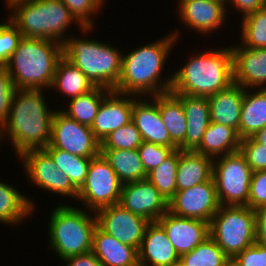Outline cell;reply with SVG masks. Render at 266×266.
<instances>
[{
  "instance_id": "7c38bea8",
  "label": "cell",
  "mask_w": 266,
  "mask_h": 266,
  "mask_svg": "<svg viewBox=\"0 0 266 266\" xmlns=\"http://www.w3.org/2000/svg\"><path fill=\"white\" fill-rule=\"evenodd\" d=\"M48 146L87 158H93L101 151V142L91 128L69 118L61 108L55 111Z\"/></svg>"
},
{
  "instance_id": "44dd1931",
  "label": "cell",
  "mask_w": 266,
  "mask_h": 266,
  "mask_svg": "<svg viewBox=\"0 0 266 266\" xmlns=\"http://www.w3.org/2000/svg\"><path fill=\"white\" fill-rule=\"evenodd\" d=\"M139 266H172L180 260L166 231L156 221L150 222L138 249Z\"/></svg>"
},
{
  "instance_id": "f1b7e54d",
  "label": "cell",
  "mask_w": 266,
  "mask_h": 266,
  "mask_svg": "<svg viewBox=\"0 0 266 266\" xmlns=\"http://www.w3.org/2000/svg\"><path fill=\"white\" fill-rule=\"evenodd\" d=\"M264 127H266V89H245L239 137L241 140L249 138Z\"/></svg>"
},
{
  "instance_id": "8fae6325",
  "label": "cell",
  "mask_w": 266,
  "mask_h": 266,
  "mask_svg": "<svg viewBox=\"0 0 266 266\" xmlns=\"http://www.w3.org/2000/svg\"><path fill=\"white\" fill-rule=\"evenodd\" d=\"M18 158L29 183L61 197L78 198V189L71 180L57 167L51 155L45 149L25 151Z\"/></svg>"
},
{
  "instance_id": "4fadbf2b",
  "label": "cell",
  "mask_w": 266,
  "mask_h": 266,
  "mask_svg": "<svg viewBox=\"0 0 266 266\" xmlns=\"http://www.w3.org/2000/svg\"><path fill=\"white\" fill-rule=\"evenodd\" d=\"M214 178L191 188L176 191L168 201L172 214L210 223L219 209Z\"/></svg>"
},
{
  "instance_id": "30bf717a",
  "label": "cell",
  "mask_w": 266,
  "mask_h": 266,
  "mask_svg": "<svg viewBox=\"0 0 266 266\" xmlns=\"http://www.w3.org/2000/svg\"><path fill=\"white\" fill-rule=\"evenodd\" d=\"M122 186L116 172L100 153L91 158L86 180L78 190L77 201L82 206L84 204L86 210L96 213L101 208L119 203Z\"/></svg>"
},
{
  "instance_id": "cb8c5ba5",
  "label": "cell",
  "mask_w": 266,
  "mask_h": 266,
  "mask_svg": "<svg viewBox=\"0 0 266 266\" xmlns=\"http://www.w3.org/2000/svg\"><path fill=\"white\" fill-rule=\"evenodd\" d=\"M174 95L182 102L187 121L184 150L194 151L202 142L203 135L210 123L208 97Z\"/></svg>"
},
{
  "instance_id": "9c48e42d",
  "label": "cell",
  "mask_w": 266,
  "mask_h": 266,
  "mask_svg": "<svg viewBox=\"0 0 266 266\" xmlns=\"http://www.w3.org/2000/svg\"><path fill=\"white\" fill-rule=\"evenodd\" d=\"M253 171L240 151L213 159V178L221 206H247Z\"/></svg>"
},
{
  "instance_id": "ffe728a7",
  "label": "cell",
  "mask_w": 266,
  "mask_h": 266,
  "mask_svg": "<svg viewBox=\"0 0 266 266\" xmlns=\"http://www.w3.org/2000/svg\"><path fill=\"white\" fill-rule=\"evenodd\" d=\"M145 98L138 97L132 106V122L141 133L142 140L177 150L162 122L158 104L153 99L149 100L150 97Z\"/></svg>"
},
{
  "instance_id": "bcb514c9",
  "label": "cell",
  "mask_w": 266,
  "mask_h": 266,
  "mask_svg": "<svg viewBox=\"0 0 266 266\" xmlns=\"http://www.w3.org/2000/svg\"><path fill=\"white\" fill-rule=\"evenodd\" d=\"M254 211L256 223L255 242L266 246V204L259 206Z\"/></svg>"
},
{
  "instance_id": "484cf974",
  "label": "cell",
  "mask_w": 266,
  "mask_h": 266,
  "mask_svg": "<svg viewBox=\"0 0 266 266\" xmlns=\"http://www.w3.org/2000/svg\"><path fill=\"white\" fill-rule=\"evenodd\" d=\"M20 192L16 186L0 180V222L8 226H19L36 208V202ZM35 204V205H34ZM23 221V222H22Z\"/></svg>"
},
{
  "instance_id": "52a82bcc",
  "label": "cell",
  "mask_w": 266,
  "mask_h": 266,
  "mask_svg": "<svg viewBox=\"0 0 266 266\" xmlns=\"http://www.w3.org/2000/svg\"><path fill=\"white\" fill-rule=\"evenodd\" d=\"M124 52L98 39L69 35L63 44V56L79 68L93 83L113 91L121 75Z\"/></svg>"
},
{
  "instance_id": "83f0119b",
  "label": "cell",
  "mask_w": 266,
  "mask_h": 266,
  "mask_svg": "<svg viewBox=\"0 0 266 266\" xmlns=\"http://www.w3.org/2000/svg\"><path fill=\"white\" fill-rule=\"evenodd\" d=\"M150 98L158 104L162 122L172 142L178 149L184 150L187 121L182 102L171 91Z\"/></svg>"
},
{
  "instance_id": "7dc6e473",
  "label": "cell",
  "mask_w": 266,
  "mask_h": 266,
  "mask_svg": "<svg viewBox=\"0 0 266 266\" xmlns=\"http://www.w3.org/2000/svg\"><path fill=\"white\" fill-rule=\"evenodd\" d=\"M63 263H66L65 266H103L92 251L69 257Z\"/></svg>"
},
{
  "instance_id": "4316f807",
  "label": "cell",
  "mask_w": 266,
  "mask_h": 266,
  "mask_svg": "<svg viewBox=\"0 0 266 266\" xmlns=\"http://www.w3.org/2000/svg\"><path fill=\"white\" fill-rule=\"evenodd\" d=\"M241 138L232 127L210 122L202 142L194 150L212 159L239 151Z\"/></svg>"
},
{
  "instance_id": "ba28073f",
  "label": "cell",
  "mask_w": 266,
  "mask_h": 266,
  "mask_svg": "<svg viewBox=\"0 0 266 266\" xmlns=\"http://www.w3.org/2000/svg\"><path fill=\"white\" fill-rule=\"evenodd\" d=\"M210 237L227 257L255 243V211L248 206H219L209 223Z\"/></svg>"
},
{
  "instance_id": "d4e9b609",
  "label": "cell",
  "mask_w": 266,
  "mask_h": 266,
  "mask_svg": "<svg viewBox=\"0 0 266 266\" xmlns=\"http://www.w3.org/2000/svg\"><path fill=\"white\" fill-rule=\"evenodd\" d=\"M177 191L213 178V159L192 150H180L176 172Z\"/></svg>"
},
{
  "instance_id": "277c9868",
  "label": "cell",
  "mask_w": 266,
  "mask_h": 266,
  "mask_svg": "<svg viewBox=\"0 0 266 266\" xmlns=\"http://www.w3.org/2000/svg\"><path fill=\"white\" fill-rule=\"evenodd\" d=\"M63 45L53 40L22 37L6 67L16 89H50Z\"/></svg>"
},
{
  "instance_id": "d6a6232c",
  "label": "cell",
  "mask_w": 266,
  "mask_h": 266,
  "mask_svg": "<svg viewBox=\"0 0 266 266\" xmlns=\"http://www.w3.org/2000/svg\"><path fill=\"white\" fill-rule=\"evenodd\" d=\"M45 150L51 155L59 170L79 190L86 180L91 158L71 154L53 146H47Z\"/></svg>"
},
{
  "instance_id": "ab89813d",
  "label": "cell",
  "mask_w": 266,
  "mask_h": 266,
  "mask_svg": "<svg viewBox=\"0 0 266 266\" xmlns=\"http://www.w3.org/2000/svg\"><path fill=\"white\" fill-rule=\"evenodd\" d=\"M174 151L171 147L145 141L138 147V153L147 174L163 163Z\"/></svg>"
},
{
  "instance_id": "c3c4849f",
  "label": "cell",
  "mask_w": 266,
  "mask_h": 266,
  "mask_svg": "<svg viewBox=\"0 0 266 266\" xmlns=\"http://www.w3.org/2000/svg\"><path fill=\"white\" fill-rule=\"evenodd\" d=\"M251 138L256 142L266 147V127L256 132Z\"/></svg>"
},
{
  "instance_id": "5b68a950",
  "label": "cell",
  "mask_w": 266,
  "mask_h": 266,
  "mask_svg": "<svg viewBox=\"0 0 266 266\" xmlns=\"http://www.w3.org/2000/svg\"><path fill=\"white\" fill-rule=\"evenodd\" d=\"M8 12H11L8 18L23 37L53 40L61 45L68 38L65 33L71 24H78L83 36L95 28L83 27L61 0H35L17 5Z\"/></svg>"
},
{
  "instance_id": "7402d4cb",
  "label": "cell",
  "mask_w": 266,
  "mask_h": 266,
  "mask_svg": "<svg viewBox=\"0 0 266 266\" xmlns=\"http://www.w3.org/2000/svg\"><path fill=\"white\" fill-rule=\"evenodd\" d=\"M245 89L232 83L228 88L208 97L210 122L232 127L238 132Z\"/></svg>"
},
{
  "instance_id": "3957f363",
  "label": "cell",
  "mask_w": 266,
  "mask_h": 266,
  "mask_svg": "<svg viewBox=\"0 0 266 266\" xmlns=\"http://www.w3.org/2000/svg\"><path fill=\"white\" fill-rule=\"evenodd\" d=\"M201 52L173 73V94L209 97L234 83L231 45Z\"/></svg>"
},
{
  "instance_id": "e0dca14e",
  "label": "cell",
  "mask_w": 266,
  "mask_h": 266,
  "mask_svg": "<svg viewBox=\"0 0 266 266\" xmlns=\"http://www.w3.org/2000/svg\"><path fill=\"white\" fill-rule=\"evenodd\" d=\"M135 95L111 91L102 101L91 125L95 137L102 142L111 132L132 121Z\"/></svg>"
},
{
  "instance_id": "5bb4252c",
  "label": "cell",
  "mask_w": 266,
  "mask_h": 266,
  "mask_svg": "<svg viewBox=\"0 0 266 266\" xmlns=\"http://www.w3.org/2000/svg\"><path fill=\"white\" fill-rule=\"evenodd\" d=\"M97 225L107 234L123 244L139 249L150 221L129 210L119 203L99 209L96 212Z\"/></svg>"
},
{
  "instance_id": "816d5d0a",
  "label": "cell",
  "mask_w": 266,
  "mask_h": 266,
  "mask_svg": "<svg viewBox=\"0 0 266 266\" xmlns=\"http://www.w3.org/2000/svg\"><path fill=\"white\" fill-rule=\"evenodd\" d=\"M172 266H183L180 262L173 264Z\"/></svg>"
},
{
  "instance_id": "d590c367",
  "label": "cell",
  "mask_w": 266,
  "mask_h": 266,
  "mask_svg": "<svg viewBox=\"0 0 266 266\" xmlns=\"http://www.w3.org/2000/svg\"><path fill=\"white\" fill-rule=\"evenodd\" d=\"M227 256L209 236L191 252L180 256L183 266H222Z\"/></svg>"
},
{
  "instance_id": "8992f818",
  "label": "cell",
  "mask_w": 266,
  "mask_h": 266,
  "mask_svg": "<svg viewBox=\"0 0 266 266\" xmlns=\"http://www.w3.org/2000/svg\"><path fill=\"white\" fill-rule=\"evenodd\" d=\"M51 212L47 232L48 246L54 251L56 258L64 261L92 251L93 232L97 226L95 212L66 203H60Z\"/></svg>"
},
{
  "instance_id": "ac0fdd59",
  "label": "cell",
  "mask_w": 266,
  "mask_h": 266,
  "mask_svg": "<svg viewBox=\"0 0 266 266\" xmlns=\"http://www.w3.org/2000/svg\"><path fill=\"white\" fill-rule=\"evenodd\" d=\"M157 222L166 231L168 239L179 256L191 252L210 236L208 222L179 217L169 211Z\"/></svg>"
},
{
  "instance_id": "f546056e",
  "label": "cell",
  "mask_w": 266,
  "mask_h": 266,
  "mask_svg": "<svg viewBox=\"0 0 266 266\" xmlns=\"http://www.w3.org/2000/svg\"><path fill=\"white\" fill-rule=\"evenodd\" d=\"M95 86L88 77L64 56L58 61L52 85L49 90H58L69 99L91 91Z\"/></svg>"
},
{
  "instance_id": "ee69618b",
  "label": "cell",
  "mask_w": 266,
  "mask_h": 266,
  "mask_svg": "<svg viewBox=\"0 0 266 266\" xmlns=\"http://www.w3.org/2000/svg\"><path fill=\"white\" fill-rule=\"evenodd\" d=\"M235 257L241 266H266V246L255 242Z\"/></svg>"
},
{
  "instance_id": "7bdbcfd3",
  "label": "cell",
  "mask_w": 266,
  "mask_h": 266,
  "mask_svg": "<svg viewBox=\"0 0 266 266\" xmlns=\"http://www.w3.org/2000/svg\"><path fill=\"white\" fill-rule=\"evenodd\" d=\"M264 204H266V169L253 171L247 206L254 210Z\"/></svg>"
},
{
  "instance_id": "d6986e66",
  "label": "cell",
  "mask_w": 266,
  "mask_h": 266,
  "mask_svg": "<svg viewBox=\"0 0 266 266\" xmlns=\"http://www.w3.org/2000/svg\"><path fill=\"white\" fill-rule=\"evenodd\" d=\"M234 83L244 89H266V48L231 46Z\"/></svg>"
},
{
  "instance_id": "8d00e7d4",
  "label": "cell",
  "mask_w": 266,
  "mask_h": 266,
  "mask_svg": "<svg viewBox=\"0 0 266 266\" xmlns=\"http://www.w3.org/2000/svg\"><path fill=\"white\" fill-rule=\"evenodd\" d=\"M142 143L141 133L135 124L130 121L128 124L111 132L101 142V150L138 149Z\"/></svg>"
},
{
  "instance_id": "1f68e13d",
  "label": "cell",
  "mask_w": 266,
  "mask_h": 266,
  "mask_svg": "<svg viewBox=\"0 0 266 266\" xmlns=\"http://www.w3.org/2000/svg\"><path fill=\"white\" fill-rule=\"evenodd\" d=\"M111 90L95 86L91 91L69 99L67 108L61 111L80 124L91 127L103 99Z\"/></svg>"
},
{
  "instance_id": "681fc988",
  "label": "cell",
  "mask_w": 266,
  "mask_h": 266,
  "mask_svg": "<svg viewBox=\"0 0 266 266\" xmlns=\"http://www.w3.org/2000/svg\"><path fill=\"white\" fill-rule=\"evenodd\" d=\"M35 0H5V6L8 7L7 9L10 11L16 7L17 5H20V4H25V3H30V2H33Z\"/></svg>"
},
{
  "instance_id": "6da1fadb",
  "label": "cell",
  "mask_w": 266,
  "mask_h": 266,
  "mask_svg": "<svg viewBox=\"0 0 266 266\" xmlns=\"http://www.w3.org/2000/svg\"><path fill=\"white\" fill-rule=\"evenodd\" d=\"M171 32L122 54L121 75L113 91L141 98L171 91L173 73L165 79L161 76L171 49L180 38V30Z\"/></svg>"
},
{
  "instance_id": "f35d334b",
  "label": "cell",
  "mask_w": 266,
  "mask_h": 266,
  "mask_svg": "<svg viewBox=\"0 0 266 266\" xmlns=\"http://www.w3.org/2000/svg\"><path fill=\"white\" fill-rule=\"evenodd\" d=\"M22 37L17 26L8 17L6 21H0V65L6 66Z\"/></svg>"
},
{
  "instance_id": "2e32d148",
  "label": "cell",
  "mask_w": 266,
  "mask_h": 266,
  "mask_svg": "<svg viewBox=\"0 0 266 266\" xmlns=\"http://www.w3.org/2000/svg\"><path fill=\"white\" fill-rule=\"evenodd\" d=\"M119 204L150 222L168 211V201L147 179L123 184Z\"/></svg>"
},
{
  "instance_id": "7a4b0ae2",
  "label": "cell",
  "mask_w": 266,
  "mask_h": 266,
  "mask_svg": "<svg viewBox=\"0 0 266 266\" xmlns=\"http://www.w3.org/2000/svg\"><path fill=\"white\" fill-rule=\"evenodd\" d=\"M44 91L17 89L13 95L7 122L0 130V143L8 136L16 157L28 150L45 149L50 143L56 109L47 105Z\"/></svg>"
},
{
  "instance_id": "603a6c76",
  "label": "cell",
  "mask_w": 266,
  "mask_h": 266,
  "mask_svg": "<svg viewBox=\"0 0 266 266\" xmlns=\"http://www.w3.org/2000/svg\"><path fill=\"white\" fill-rule=\"evenodd\" d=\"M92 252L103 266H139L138 249L121 243L98 225L93 232Z\"/></svg>"
},
{
  "instance_id": "e575fe53",
  "label": "cell",
  "mask_w": 266,
  "mask_h": 266,
  "mask_svg": "<svg viewBox=\"0 0 266 266\" xmlns=\"http://www.w3.org/2000/svg\"><path fill=\"white\" fill-rule=\"evenodd\" d=\"M241 42L246 48H266V6L241 20Z\"/></svg>"
},
{
  "instance_id": "b9f144b4",
  "label": "cell",
  "mask_w": 266,
  "mask_h": 266,
  "mask_svg": "<svg viewBox=\"0 0 266 266\" xmlns=\"http://www.w3.org/2000/svg\"><path fill=\"white\" fill-rule=\"evenodd\" d=\"M239 151L245 157L252 171L266 169V147L251 137L241 140Z\"/></svg>"
},
{
  "instance_id": "60d3db41",
  "label": "cell",
  "mask_w": 266,
  "mask_h": 266,
  "mask_svg": "<svg viewBox=\"0 0 266 266\" xmlns=\"http://www.w3.org/2000/svg\"><path fill=\"white\" fill-rule=\"evenodd\" d=\"M16 90L7 67L0 65V130L7 122L13 95Z\"/></svg>"
},
{
  "instance_id": "74e56055",
  "label": "cell",
  "mask_w": 266,
  "mask_h": 266,
  "mask_svg": "<svg viewBox=\"0 0 266 266\" xmlns=\"http://www.w3.org/2000/svg\"><path fill=\"white\" fill-rule=\"evenodd\" d=\"M65 6L70 10L74 18L83 27H94L96 17L101 8H105V0H61ZM94 14V15H93Z\"/></svg>"
},
{
  "instance_id": "f6af8a7d",
  "label": "cell",
  "mask_w": 266,
  "mask_h": 266,
  "mask_svg": "<svg viewBox=\"0 0 266 266\" xmlns=\"http://www.w3.org/2000/svg\"><path fill=\"white\" fill-rule=\"evenodd\" d=\"M225 3L227 13L230 11L228 6L231 5L229 8L233 7L237 13L240 12L241 18L266 6V0H226Z\"/></svg>"
},
{
  "instance_id": "f907efd6",
  "label": "cell",
  "mask_w": 266,
  "mask_h": 266,
  "mask_svg": "<svg viewBox=\"0 0 266 266\" xmlns=\"http://www.w3.org/2000/svg\"><path fill=\"white\" fill-rule=\"evenodd\" d=\"M222 266H241L236 257H226Z\"/></svg>"
},
{
  "instance_id": "836d02e7",
  "label": "cell",
  "mask_w": 266,
  "mask_h": 266,
  "mask_svg": "<svg viewBox=\"0 0 266 266\" xmlns=\"http://www.w3.org/2000/svg\"><path fill=\"white\" fill-rule=\"evenodd\" d=\"M178 159L179 149L175 150L163 163L151 170L147 175V180L155 186L167 201L177 191L176 172Z\"/></svg>"
},
{
  "instance_id": "9a60e30c",
  "label": "cell",
  "mask_w": 266,
  "mask_h": 266,
  "mask_svg": "<svg viewBox=\"0 0 266 266\" xmlns=\"http://www.w3.org/2000/svg\"><path fill=\"white\" fill-rule=\"evenodd\" d=\"M226 0H178L176 13L186 28L211 36L224 27ZM178 10V11H177ZM223 25V26H222ZM222 26V27H221ZM193 29V30H192ZM216 30V31H215Z\"/></svg>"
},
{
  "instance_id": "4dcf8cb0",
  "label": "cell",
  "mask_w": 266,
  "mask_h": 266,
  "mask_svg": "<svg viewBox=\"0 0 266 266\" xmlns=\"http://www.w3.org/2000/svg\"><path fill=\"white\" fill-rule=\"evenodd\" d=\"M100 153L123 184L147 179L148 174L143 167L138 149L101 150Z\"/></svg>"
}]
</instances>
